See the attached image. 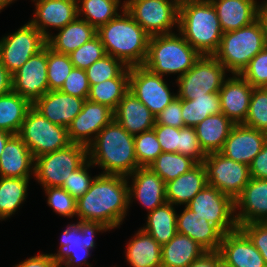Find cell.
<instances>
[{
	"label": "cell",
	"mask_w": 267,
	"mask_h": 267,
	"mask_svg": "<svg viewBox=\"0 0 267 267\" xmlns=\"http://www.w3.org/2000/svg\"><path fill=\"white\" fill-rule=\"evenodd\" d=\"M127 180L121 175H96L89 190L77 199L79 220L102 223L109 231L119 227L130 206Z\"/></svg>",
	"instance_id": "6da1fadb"
},
{
	"label": "cell",
	"mask_w": 267,
	"mask_h": 267,
	"mask_svg": "<svg viewBox=\"0 0 267 267\" xmlns=\"http://www.w3.org/2000/svg\"><path fill=\"white\" fill-rule=\"evenodd\" d=\"M88 159L101 167L102 174L129 176L138 167L134 135L114 119L106 125L87 147Z\"/></svg>",
	"instance_id": "7a4b0ae2"
},
{
	"label": "cell",
	"mask_w": 267,
	"mask_h": 267,
	"mask_svg": "<svg viewBox=\"0 0 267 267\" xmlns=\"http://www.w3.org/2000/svg\"><path fill=\"white\" fill-rule=\"evenodd\" d=\"M97 29L106 54L120 60L126 67L142 66L146 60L150 35L125 10Z\"/></svg>",
	"instance_id": "3957f363"
},
{
	"label": "cell",
	"mask_w": 267,
	"mask_h": 267,
	"mask_svg": "<svg viewBox=\"0 0 267 267\" xmlns=\"http://www.w3.org/2000/svg\"><path fill=\"white\" fill-rule=\"evenodd\" d=\"M178 28L183 38L200 55H214L217 52L223 31L210 0L179 5Z\"/></svg>",
	"instance_id": "277c9868"
},
{
	"label": "cell",
	"mask_w": 267,
	"mask_h": 267,
	"mask_svg": "<svg viewBox=\"0 0 267 267\" xmlns=\"http://www.w3.org/2000/svg\"><path fill=\"white\" fill-rule=\"evenodd\" d=\"M200 54L179 33L150 36L145 68L164 76L177 74L178 78L190 70Z\"/></svg>",
	"instance_id": "5b68a950"
},
{
	"label": "cell",
	"mask_w": 267,
	"mask_h": 267,
	"mask_svg": "<svg viewBox=\"0 0 267 267\" xmlns=\"http://www.w3.org/2000/svg\"><path fill=\"white\" fill-rule=\"evenodd\" d=\"M266 46L262 26L256 19L240 29L223 33L220 46L213 56L232 75H240L251 59Z\"/></svg>",
	"instance_id": "8992f818"
},
{
	"label": "cell",
	"mask_w": 267,
	"mask_h": 267,
	"mask_svg": "<svg viewBox=\"0 0 267 267\" xmlns=\"http://www.w3.org/2000/svg\"><path fill=\"white\" fill-rule=\"evenodd\" d=\"M17 135L23 140L34 158L72 144L67 128L51 123L33 106L28 110Z\"/></svg>",
	"instance_id": "52a82bcc"
},
{
	"label": "cell",
	"mask_w": 267,
	"mask_h": 267,
	"mask_svg": "<svg viewBox=\"0 0 267 267\" xmlns=\"http://www.w3.org/2000/svg\"><path fill=\"white\" fill-rule=\"evenodd\" d=\"M87 159V147L72 143L68 147L35 158L33 176L43 188L61 187L70 177V173Z\"/></svg>",
	"instance_id": "ba28073f"
},
{
	"label": "cell",
	"mask_w": 267,
	"mask_h": 267,
	"mask_svg": "<svg viewBox=\"0 0 267 267\" xmlns=\"http://www.w3.org/2000/svg\"><path fill=\"white\" fill-rule=\"evenodd\" d=\"M102 223L79 220L70 224L62 233L59 251L52 254L60 267H80L91 265L87 262L90 250L95 247L94 237L97 232L108 231Z\"/></svg>",
	"instance_id": "9c48e42d"
},
{
	"label": "cell",
	"mask_w": 267,
	"mask_h": 267,
	"mask_svg": "<svg viewBox=\"0 0 267 267\" xmlns=\"http://www.w3.org/2000/svg\"><path fill=\"white\" fill-rule=\"evenodd\" d=\"M226 71L213 55H201L190 70L176 79L179 87L177 97L193 100L207 93L219 92Z\"/></svg>",
	"instance_id": "30bf717a"
},
{
	"label": "cell",
	"mask_w": 267,
	"mask_h": 267,
	"mask_svg": "<svg viewBox=\"0 0 267 267\" xmlns=\"http://www.w3.org/2000/svg\"><path fill=\"white\" fill-rule=\"evenodd\" d=\"M125 10L150 35L173 33L178 28L179 5L173 0H125Z\"/></svg>",
	"instance_id": "8fae6325"
},
{
	"label": "cell",
	"mask_w": 267,
	"mask_h": 267,
	"mask_svg": "<svg viewBox=\"0 0 267 267\" xmlns=\"http://www.w3.org/2000/svg\"><path fill=\"white\" fill-rule=\"evenodd\" d=\"M198 215L216 226L223 234L238 228L234 200L219 189L207 184L187 205Z\"/></svg>",
	"instance_id": "7c38bea8"
},
{
	"label": "cell",
	"mask_w": 267,
	"mask_h": 267,
	"mask_svg": "<svg viewBox=\"0 0 267 267\" xmlns=\"http://www.w3.org/2000/svg\"><path fill=\"white\" fill-rule=\"evenodd\" d=\"M207 183L235 200L251 179L249 166L225 157L220 152L206 155L203 162Z\"/></svg>",
	"instance_id": "4fadbf2b"
},
{
	"label": "cell",
	"mask_w": 267,
	"mask_h": 267,
	"mask_svg": "<svg viewBox=\"0 0 267 267\" xmlns=\"http://www.w3.org/2000/svg\"><path fill=\"white\" fill-rule=\"evenodd\" d=\"M47 45L46 38L30 22L0 40V62L12 75Z\"/></svg>",
	"instance_id": "5bb4252c"
},
{
	"label": "cell",
	"mask_w": 267,
	"mask_h": 267,
	"mask_svg": "<svg viewBox=\"0 0 267 267\" xmlns=\"http://www.w3.org/2000/svg\"><path fill=\"white\" fill-rule=\"evenodd\" d=\"M129 91L132 92L156 117L177 94H172L163 76L142 66L129 68Z\"/></svg>",
	"instance_id": "9a60e30c"
},
{
	"label": "cell",
	"mask_w": 267,
	"mask_h": 267,
	"mask_svg": "<svg viewBox=\"0 0 267 267\" xmlns=\"http://www.w3.org/2000/svg\"><path fill=\"white\" fill-rule=\"evenodd\" d=\"M12 91L32 105L49 91L47 45L12 74Z\"/></svg>",
	"instance_id": "2e32d148"
},
{
	"label": "cell",
	"mask_w": 267,
	"mask_h": 267,
	"mask_svg": "<svg viewBox=\"0 0 267 267\" xmlns=\"http://www.w3.org/2000/svg\"><path fill=\"white\" fill-rule=\"evenodd\" d=\"M113 119V110L108 106L86 99L82 111L67 128L71 143L88 147Z\"/></svg>",
	"instance_id": "e0dca14e"
},
{
	"label": "cell",
	"mask_w": 267,
	"mask_h": 267,
	"mask_svg": "<svg viewBox=\"0 0 267 267\" xmlns=\"http://www.w3.org/2000/svg\"><path fill=\"white\" fill-rule=\"evenodd\" d=\"M267 134L246 126L234 124L220 153L236 162L250 165L254 157L262 150Z\"/></svg>",
	"instance_id": "ac0fdd59"
},
{
	"label": "cell",
	"mask_w": 267,
	"mask_h": 267,
	"mask_svg": "<svg viewBox=\"0 0 267 267\" xmlns=\"http://www.w3.org/2000/svg\"><path fill=\"white\" fill-rule=\"evenodd\" d=\"M86 99L60 90L48 91L32 106L51 123L68 128L73 119L82 111Z\"/></svg>",
	"instance_id": "d6986e66"
},
{
	"label": "cell",
	"mask_w": 267,
	"mask_h": 267,
	"mask_svg": "<svg viewBox=\"0 0 267 267\" xmlns=\"http://www.w3.org/2000/svg\"><path fill=\"white\" fill-rule=\"evenodd\" d=\"M253 88L241 75L226 78L218 94L221 112L234 124L244 123Z\"/></svg>",
	"instance_id": "ffe728a7"
},
{
	"label": "cell",
	"mask_w": 267,
	"mask_h": 267,
	"mask_svg": "<svg viewBox=\"0 0 267 267\" xmlns=\"http://www.w3.org/2000/svg\"><path fill=\"white\" fill-rule=\"evenodd\" d=\"M132 185H128L129 204L132 197L149 212L166 203L165 182L148 166L138 167L131 175Z\"/></svg>",
	"instance_id": "44dd1931"
},
{
	"label": "cell",
	"mask_w": 267,
	"mask_h": 267,
	"mask_svg": "<svg viewBox=\"0 0 267 267\" xmlns=\"http://www.w3.org/2000/svg\"><path fill=\"white\" fill-rule=\"evenodd\" d=\"M238 227L252 222H267V179L251 178L234 200ZM237 209V210H236Z\"/></svg>",
	"instance_id": "7402d4cb"
},
{
	"label": "cell",
	"mask_w": 267,
	"mask_h": 267,
	"mask_svg": "<svg viewBox=\"0 0 267 267\" xmlns=\"http://www.w3.org/2000/svg\"><path fill=\"white\" fill-rule=\"evenodd\" d=\"M218 252L231 267H267L262 255L239 227L223 234Z\"/></svg>",
	"instance_id": "603a6c76"
},
{
	"label": "cell",
	"mask_w": 267,
	"mask_h": 267,
	"mask_svg": "<svg viewBox=\"0 0 267 267\" xmlns=\"http://www.w3.org/2000/svg\"><path fill=\"white\" fill-rule=\"evenodd\" d=\"M35 3L34 18L30 23L47 39L51 34L49 27L62 29L78 17L77 3L74 0H33Z\"/></svg>",
	"instance_id": "cb8c5ba5"
},
{
	"label": "cell",
	"mask_w": 267,
	"mask_h": 267,
	"mask_svg": "<svg viewBox=\"0 0 267 267\" xmlns=\"http://www.w3.org/2000/svg\"><path fill=\"white\" fill-rule=\"evenodd\" d=\"M113 113L114 120L132 135L153 129L156 122L149 108L130 91L124 95Z\"/></svg>",
	"instance_id": "d4e9b609"
},
{
	"label": "cell",
	"mask_w": 267,
	"mask_h": 267,
	"mask_svg": "<svg viewBox=\"0 0 267 267\" xmlns=\"http://www.w3.org/2000/svg\"><path fill=\"white\" fill-rule=\"evenodd\" d=\"M176 225L177 233L190 237L206 251H219L223 233L186 206L180 215L177 214Z\"/></svg>",
	"instance_id": "484cf974"
},
{
	"label": "cell",
	"mask_w": 267,
	"mask_h": 267,
	"mask_svg": "<svg viewBox=\"0 0 267 267\" xmlns=\"http://www.w3.org/2000/svg\"><path fill=\"white\" fill-rule=\"evenodd\" d=\"M35 158L18 135L6 143L0 156V177L30 178L34 174Z\"/></svg>",
	"instance_id": "4316f807"
},
{
	"label": "cell",
	"mask_w": 267,
	"mask_h": 267,
	"mask_svg": "<svg viewBox=\"0 0 267 267\" xmlns=\"http://www.w3.org/2000/svg\"><path fill=\"white\" fill-rule=\"evenodd\" d=\"M207 171L203 163L165 184L166 201L185 206L207 185Z\"/></svg>",
	"instance_id": "83f0119b"
},
{
	"label": "cell",
	"mask_w": 267,
	"mask_h": 267,
	"mask_svg": "<svg viewBox=\"0 0 267 267\" xmlns=\"http://www.w3.org/2000/svg\"><path fill=\"white\" fill-rule=\"evenodd\" d=\"M223 33L247 26L257 19L256 0H210Z\"/></svg>",
	"instance_id": "f1b7e54d"
},
{
	"label": "cell",
	"mask_w": 267,
	"mask_h": 267,
	"mask_svg": "<svg viewBox=\"0 0 267 267\" xmlns=\"http://www.w3.org/2000/svg\"><path fill=\"white\" fill-rule=\"evenodd\" d=\"M58 31V34L50 35L46 42L49 48L62 54H70L84 43L89 42L97 33L91 24L80 17Z\"/></svg>",
	"instance_id": "f546056e"
},
{
	"label": "cell",
	"mask_w": 267,
	"mask_h": 267,
	"mask_svg": "<svg viewBox=\"0 0 267 267\" xmlns=\"http://www.w3.org/2000/svg\"><path fill=\"white\" fill-rule=\"evenodd\" d=\"M233 126L234 123L220 112L208 116L194 127L206 155L221 151Z\"/></svg>",
	"instance_id": "4dcf8cb0"
},
{
	"label": "cell",
	"mask_w": 267,
	"mask_h": 267,
	"mask_svg": "<svg viewBox=\"0 0 267 267\" xmlns=\"http://www.w3.org/2000/svg\"><path fill=\"white\" fill-rule=\"evenodd\" d=\"M207 252L186 235L177 233L161 246V267H187Z\"/></svg>",
	"instance_id": "1f68e13d"
},
{
	"label": "cell",
	"mask_w": 267,
	"mask_h": 267,
	"mask_svg": "<svg viewBox=\"0 0 267 267\" xmlns=\"http://www.w3.org/2000/svg\"><path fill=\"white\" fill-rule=\"evenodd\" d=\"M125 253L132 267H161V245L142 228L128 242Z\"/></svg>",
	"instance_id": "d6a6232c"
},
{
	"label": "cell",
	"mask_w": 267,
	"mask_h": 267,
	"mask_svg": "<svg viewBox=\"0 0 267 267\" xmlns=\"http://www.w3.org/2000/svg\"><path fill=\"white\" fill-rule=\"evenodd\" d=\"M171 203H164L148 212L146 226L142 229L150 234L161 246L177 234V213Z\"/></svg>",
	"instance_id": "836d02e7"
},
{
	"label": "cell",
	"mask_w": 267,
	"mask_h": 267,
	"mask_svg": "<svg viewBox=\"0 0 267 267\" xmlns=\"http://www.w3.org/2000/svg\"><path fill=\"white\" fill-rule=\"evenodd\" d=\"M32 104L16 92L0 96V130L17 135Z\"/></svg>",
	"instance_id": "e575fe53"
},
{
	"label": "cell",
	"mask_w": 267,
	"mask_h": 267,
	"mask_svg": "<svg viewBox=\"0 0 267 267\" xmlns=\"http://www.w3.org/2000/svg\"><path fill=\"white\" fill-rule=\"evenodd\" d=\"M129 91V67L116 78L91 85L88 100L108 106L113 111Z\"/></svg>",
	"instance_id": "d590c367"
},
{
	"label": "cell",
	"mask_w": 267,
	"mask_h": 267,
	"mask_svg": "<svg viewBox=\"0 0 267 267\" xmlns=\"http://www.w3.org/2000/svg\"><path fill=\"white\" fill-rule=\"evenodd\" d=\"M181 111L185 127H195L208 116L221 112L220 96L212 92L193 100L182 99Z\"/></svg>",
	"instance_id": "8d00e7d4"
},
{
	"label": "cell",
	"mask_w": 267,
	"mask_h": 267,
	"mask_svg": "<svg viewBox=\"0 0 267 267\" xmlns=\"http://www.w3.org/2000/svg\"><path fill=\"white\" fill-rule=\"evenodd\" d=\"M30 178L0 177V218L14 214L27 197Z\"/></svg>",
	"instance_id": "74e56055"
},
{
	"label": "cell",
	"mask_w": 267,
	"mask_h": 267,
	"mask_svg": "<svg viewBox=\"0 0 267 267\" xmlns=\"http://www.w3.org/2000/svg\"><path fill=\"white\" fill-rule=\"evenodd\" d=\"M120 0H81L77 5L78 17L91 24L96 30L119 15Z\"/></svg>",
	"instance_id": "f35d334b"
},
{
	"label": "cell",
	"mask_w": 267,
	"mask_h": 267,
	"mask_svg": "<svg viewBox=\"0 0 267 267\" xmlns=\"http://www.w3.org/2000/svg\"><path fill=\"white\" fill-rule=\"evenodd\" d=\"M197 162L191 157L172 152H162L149 167L165 182L174 180L178 176L192 169Z\"/></svg>",
	"instance_id": "ab89813d"
},
{
	"label": "cell",
	"mask_w": 267,
	"mask_h": 267,
	"mask_svg": "<svg viewBox=\"0 0 267 267\" xmlns=\"http://www.w3.org/2000/svg\"><path fill=\"white\" fill-rule=\"evenodd\" d=\"M74 68L68 54L53 51L47 46V79L49 91L60 90Z\"/></svg>",
	"instance_id": "60d3db41"
},
{
	"label": "cell",
	"mask_w": 267,
	"mask_h": 267,
	"mask_svg": "<svg viewBox=\"0 0 267 267\" xmlns=\"http://www.w3.org/2000/svg\"><path fill=\"white\" fill-rule=\"evenodd\" d=\"M243 124L267 134V87L253 88Z\"/></svg>",
	"instance_id": "b9f144b4"
},
{
	"label": "cell",
	"mask_w": 267,
	"mask_h": 267,
	"mask_svg": "<svg viewBox=\"0 0 267 267\" xmlns=\"http://www.w3.org/2000/svg\"><path fill=\"white\" fill-rule=\"evenodd\" d=\"M134 148L140 167H148L163 152L154 129L134 135Z\"/></svg>",
	"instance_id": "7bdbcfd3"
},
{
	"label": "cell",
	"mask_w": 267,
	"mask_h": 267,
	"mask_svg": "<svg viewBox=\"0 0 267 267\" xmlns=\"http://www.w3.org/2000/svg\"><path fill=\"white\" fill-rule=\"evenodd\" d=\"M126 66L117 58L106 54L94 62L85 71L89 85L99 84L105 80L116 78Z\"/></svg>",
	"instance_id": "ee69618b"
},
{
	"label": "cell",
	"mask_w": 267,
	"mask_h": 267,
	"mask_svg": "<svg viewBox=\"0 0 267 267\" xmlns=\"http://www.w3.org/2000/svg\"><path fill=\"white\" fill-rule=\"evenodd\" d=\"M68 55L74 67L86 70L94 62L105 56L106 52L100 38L96 35Z\"/></svg>",
	"instance_id": "f6af8a7d"
},
{
	"label": "cell",
	"mask_w": 267,
	"mask_h": 267,
	"mask_svg": "<svg viewBox=\"0 0 267 267\" xmlns=\"http://www.w3.org/2000/svg\"><path fill=\"white\" fill-rule=\"evenodd\" d=\"M94 166L89 159H87L78 169L70 173V177L66 179L61 186L76 200L82 197L90 188L95 177H91L88 168Z\"/></svg>",
	"instance_id": "bcb514c9"
},
{
	"label": "cell",
	"mask_w": 267,
	"mask_h": 267,
	"mask_svg": "<svg viewBox=\"0 0 267 267\" xmlns=\"http://www.w3.org/2000/svg\"><path fill=\"white\" fill-rule=\"evenodd\" d=\"M47 198V204L54 209L56 213L64 217L77 215V200L61 187L44 188Z\"/></svg>",
	"instance_id": "7dc6e473"
},
{
	"label": "cell",
	"mask_w": 267,
	"mask_h": 267,
	"mask_svg": "<svg viewBox=\"0 0 267 267\" xmlns=\"http://www.w3.org/2000/svg\"><path fill=\"white\" fill-rule=\"evenodd\" d=\"M252 87H267V46L257 53L240 74Z\"/></svg>",
	"instance_id": "c3c4849f"
},
{
	"label": "cell",
	"mask_w": 267,
	"mask_h": 267,
	"mask_svg": "<svg viewBox=\"0 0 267 267\" xmlns=\"http://www.w3.org/2000/svg\"><path fill=\"white\" fill-rule=\"evenodd\" d=\"M178 153L191 157L197 163H203L206 154L200 147L194 127L180 128Z\"/></svg>",
	"instance_id": "681fc988"
},
{
	"label": "cell",
	"mask_w": 267,
	"mask_h": 267,
	"mask_svg": "<svg viewBox=\"0 0 267 267\" xmlns=\"http://www.w3.org/2000/svg\"><path fill=\"white\" fill-rule=\"evenodd\" d=\"M60 91L72 96L87 99L90 91L87 74L84 69L74 67L64 81Z\"/></svg>",
	"instance_id": "f907efd6"
},
{
	"label": "cell",
	"mask_w": 267,
	"mask_h": 267,
	"mask_svg": "<svg viewBox=\"0 0 267 267\" xmlns=\"http://www.w3.org/2000/svg\"><path fill=\"white\" fill-rule=\"evenodd\" d=\"M239 228L248 236L255 248L262 255L267 266V222H252Z\"/></svg>",
	"instance_id": "816d5d0a"
},
{
	"label": "cell",
	"mask_w": 267,
	"mask_h": 267,
	"mask_svg": "<svg viewBox=\"0 0 267 267\" xmlns=\"http://www.w3.org/2000/svg\"><path fill=\"white\" fill-rule=\"evenodd\" d=\"M182 99L176 97L168 106H166L156 117V123L175 128H184L182 118Z\"/></svg>",
	"instance_id": "f5cc1de1"
},
{
	"label": "cell",
	"mask_w": 267,
	"mask_h": 267,
	"mask_svg": "<svg viewBox=\"0 0 267 267\" xmlns=\"http://www.w3.org/2000/svg\"><path fill=\"white\" fill-rule=\"evenodd\" d=\"M153 129L163 152L178 153L180 129L167 125H160L156 122Z\"/></svg>",
	"instance_id": "db71d44e"
},
{
	"label": "cell",
	"mask_w": 267,
	"mask_h": 267,
	"mask_svg": "<svg viewBox=\"0 0 267 267\" xmlns=\"http://www.w3.org/2000/svg\"><path fill=\"white\" fill-rule=\"evenodd\" d=\"M251 178L267 179V140L249 165Z\"/></svg>",
	"instance_id": "11a10c76"
},
{
	"label": "cell",
	"mask_w": 267,
	"mask_h": 267,
	"mask_svg": "<svg viewBox=\"0 0 267 267\" xmlns=\"http://www.w3.org/2000/svg\"><path fill=\"white\" fill-rule=\"evenodd\" d=\"M15 267H60L56 257L51 254H38L19 262Z\"/></svg>",
	"instance_id": "9f6ffc18"
},
{
	"label": "cell",
	"mask_w": 267,
	"mask_h": 267,
	"mask_svg": "<svg viewBox=\"0 0 267 267\" xmlns=\"http://www.w3.org/2000/svg\"><path fill=\"white\" fill-rule=\"evenodd\" d=\"M222 260L218 251H207L187 267H216Z\"/></svg>",
	"instance_id": "6f0895ef"
},
{
	"label": "cell",
	"mask_w": 267,
	"mask_h": 267,
	"mask_svg": "<svg viewBox=\"0 0 267 267\" xmlns=\"http://www.w3.org/2000/svg\"><path fill=\"white\" fill-rule=\"evenodd\" d=\"M12 91V75L0 62V96Z\"/></svg>",
	"instance_id": "680465c9"
},
{
	"label": "cell",
	"mask_w": 267,
	"mask_h": 267,
	"mask_svg": "<svg viewBox=\"0 0 267 267\" xmlns=\"http://www.w3.org/2000/svg\"><path fill=\"white\" fill-rule=\"evenodd\" d=\"M257 7V19L259 20L267 41V0L262 1Z\"/></svg>",
	"instance_id": "91938a15"
},
{
	"label": "cell",
	"mask_w": 267,
	"mask_h": 267,
	"mask_svg": "<svg viewBox=\"0 0 267 267\" xmlns=\"http://www.w3.org/2000/svg\"><path fill=\"white\" fill-rule=\"evenodd\" d=\"M13 136V134L4 131V130H0V156L4 151L5 145L7 143V141Z\"/></svg>",
	"instance_id": "94428289"
},
{
	"label": "cell",
	"mask_w": 267,
	"mask_h": 267,
	"mask_svg": "<svg viewBox=\"0 0 267 267\" xmlns=\"http://www.w3.org/2000/svg\"><path fill=\"white\" fill-rule=\"evenodd\" d=\"M15 0H0V11Z\"/></svg>",
	"instance_id": "6125c7cd"
},
{
	"label": "cell",
	"mask_w": 267,
	"mask_h": 267,
	"mask_svg": "<svg viewBox=\"0 0 267 267\" xmlns=\"http://www.w3.org/2000/svg\"><path fill=\"white\" fill-rule=\"evenodd\" d=\"M173 1H175L178 5H181L186 2L199 1V0H173Z\"/></svg>",
	"instance_id": "be15d7a7"
},
{
	"label": "cell",
	"mask_w": 267,
	"mask_h": 267,
	"mask_svg": "<svg viewBox=\"0 0 267 267\" xmlns=\"http://www.w3.org/2000/svg\"><path fill=\"white\" fill-rule=\"evenodd\" d=\"M216 267H231L229 265H227L223 260H221L217 265Z\"/></svg>",
	"instance_id": "e7e4bbea"
},
{
	"label": "cell",
	"mask_w": 267,
	"mask_h": 267,
	"mask_svg": "<svg viewBox=\"0 0 267 267\" xmlns=\"http://www.w3.org/2000/svg\"><path fill=\"white\" fill-rule=\"evenodd\" d=\"M77 4H79V2L81 1V0H74Z\"/></svg>",
	"instance_id": "03108f58"
}]
</instances>
